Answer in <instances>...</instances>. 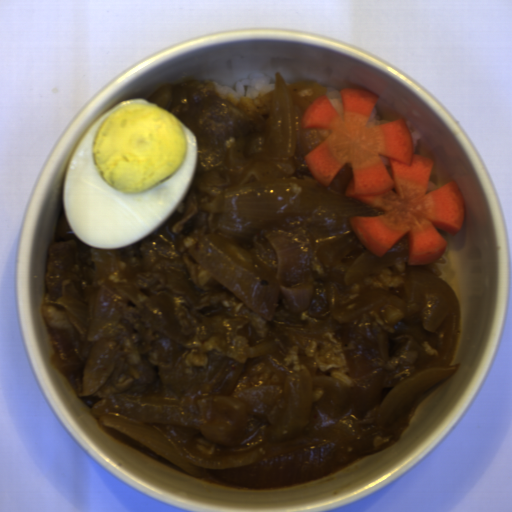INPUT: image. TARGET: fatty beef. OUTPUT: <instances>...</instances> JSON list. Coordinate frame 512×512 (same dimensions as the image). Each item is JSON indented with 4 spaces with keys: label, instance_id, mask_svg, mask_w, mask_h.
Returning <instances> with one entry per match:
<instances>
[{
    "label": "fatty beef",
    "instance_id": "obj_1",
    "mask_svg": "<svg viewBox=\"0 0 512 512\" xmlns=\"http://www.w3.org/2000/svg\"><path fill=\"white\" fill-rule=\"evenodd\" d=\"M176 116L195 136L196 168L188 191L155 230L135 243L99 250L77 238L65 209L48 248V285L42 315L51 331V362L93 417L110 415L149 429L207 459L259 453L262 458L302 454L324 447L336 462L387 449L409 427L417 398L392 427L378 410L401 382L429 368H450L461 332L460 304L435 332L423 329V313L406 315L380 303L339 323L332 310L372 290L402 300L412 295L411 265L395 263L346 286L348 268L370 251L359 239L335 266L318 253L354 233L348 217L325 207L283 220L252 238L219 229L229 187L271 179H298L345 196L353 178L346 163L325 186L304 157H280L267 146L270 105L246 115L220 99L202 80L168 85L148 100ZM282 235L299 250L287 279L314 287L307 311L292 314L279 294L276 316L265 320L247 307L189 250L208 237L258 281L271 284L277 255L267 236ZM86 304L82 323L55 302ZM329 375L347 390L332 404L312 388L309 418L297 437L270 441L268 429L288 404L290 376ZM215 396H232L247 408L246 430L233 446L206 439L203 422L215 419Z\"/></svg>",
    "mask_w": 512,
    "mask_h": 512
},
{
    "label": "fatty beef",
    "instance_id": "obj_2",
    "mask_svg": "<svg viewBox=\"0 0 512 512\" xmlns=\"http://www.w3.org/2000/svg\"><path fill=\"white\" fill-rule=\"evenodd\" d=\"M407 282L411 290L409 300L373 289L355 301L331 310L332 316L341 324L368 312L378 304L388 303L403 311L406 316L415 312L422 313V329L436 332L455 304L456 296L452 288L418 265H410Z\"/></svg>",
    "mask_w": 512,
    "mask_h": 512
}]
</instances>
